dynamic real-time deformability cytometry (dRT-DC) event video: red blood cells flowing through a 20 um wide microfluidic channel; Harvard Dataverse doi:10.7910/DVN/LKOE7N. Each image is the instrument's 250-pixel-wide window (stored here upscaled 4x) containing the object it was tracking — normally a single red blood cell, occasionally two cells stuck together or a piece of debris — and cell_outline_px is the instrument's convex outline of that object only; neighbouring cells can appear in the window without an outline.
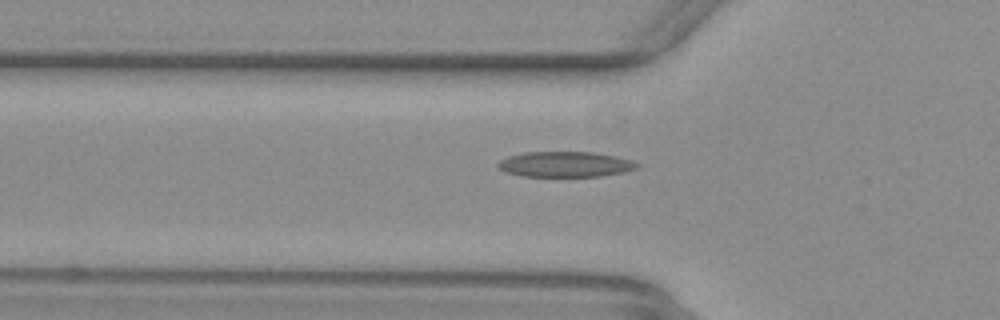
{"species": "common noctule bat (a hibernating species)", "species_latin": "Nyctalus noctula", "temperature_condition": "warm", "stored_images_in_passage": 53, "camera_frame_rate_fps": 3000, "um_per_image_px": 0.085, "animal": {"sex": "female", "body_mass_g": 29.2, "forearm_length_mm": 56.3}, "frame": {"image": 1, "passage_image": 18, "time_ms": 5.667, "image_size_px": [1000, 320], "cell_outline_px": [[640, 164], [636, 168], [624, 172], [600, 176], [524, 176], [508, 172], [500, 168], [496, 164], [500, 160], [508, 156], [524, 152], [592, 152], [616, 156]], "centroid_in_image_um": [48.03, 13.96], "position_along_channel_um": 77.8, "area_um2": 20.35}}
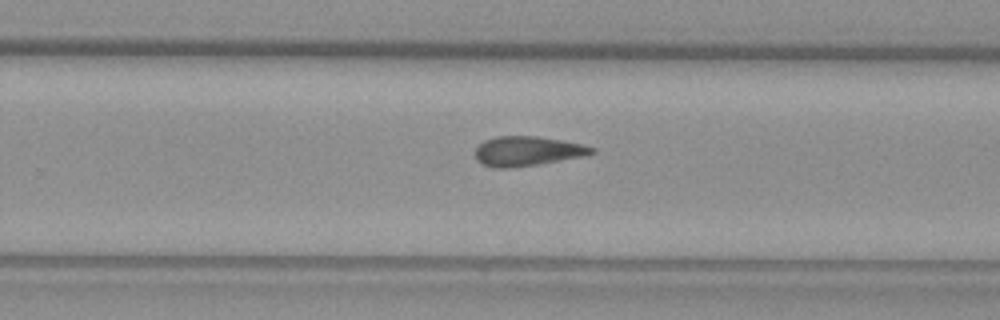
{"frame": {"image": 2, "passage_image": 34, "time_ms": 11.0, "image_size_px": [1000, 320], "cell_outline_px": [[596, 152], [584, 156], [540, 164], [512, 168], [492, 168], [480, 164], [476, 160], [476, 148], [484, 140], [496, 136], [536, 136], [560, 140], [580, 144], [596, 148]], "centroid_in_image_um": [44.79, 12.86], "position_along_channel_um": 285.0, "area_um2": 20.23}}
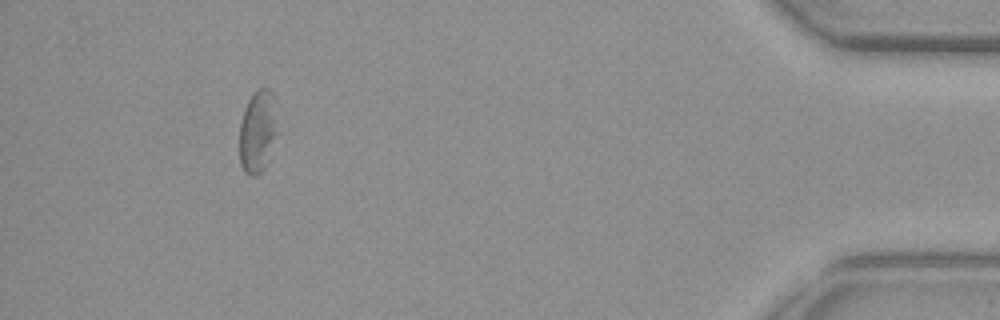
{"frame": {"image": 3, "passage_image": 49, "time_ms": 16.0, "image_size_px": [1000, 320], "cell_outline_px": [[280, 132], [264, 168], [256, 176], [248, 176], [244, 172], [240, 164], [240, 124], [244, 108], [252, 92], [256, 88], [268, 88], [272, 92]], "centroid_in_image_um": [21.93, 11.16], "position_along_channel_um": 413.3, "area_um2": 18.9}, "authors_computed_cell_mechanics": {"area_um2": 20.3456, "velocity_mm_per_s": 3.8798, "shape_relaxation_time_tau1_ms": null, "shape_relaxation_time_tau2_ms": 10.9174, "deformation_change_tau1": null, "deformation_change_tau2": 0.2531}}